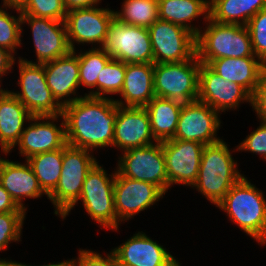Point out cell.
<instances>
[{
    "instance_id": "13",
    "label": "cell",
    "mask_w": 266,
    "mask_h": 266,
    "mask_svg": "<svg viewBox=\"0 0 266 266\" xmlns=\"http://www.w3.org/2000/svg\"><path fill=\"white\" fill-rule=\"evenodd\" d=\"M204 146L200 142L178 139L162 142L168 190L173 184L193 186L198 177Z\"/></svg>"
},
{
    "instance_id": "44",
    "label": "cell",
    "mask_w": 266,
    "mask_h": 266,
    "mask_svg": "<svg viewBox=\"0 0 266 266\" xmlns=\"http://www.w3.org/2000/svg\"><path fill=\"white\" fill-rule=\"evenodd\" d=\"M20 266H32V265H26L24 263H21ZM41 266H73V258L71 260H65L64 262H60V263H51V264H47V265H41Z\"/></svg>"
},
{
    "instance_id": "3",
    "label": "cell",
    "mask_w": 266,
    "mask_h": 266,
    "mask_svg": "<svg viewBox=\"0 0 266 266\" xmlns=\"http://www.w3.org/2000/svg\"><path fill=\"white\" fill-rule=\"evenodd\" d=\"M242 176L228 145L221 139L203 147L198 177L192 187L217 206Z\"/></svg>"
},
{
    "instance_id": "34",
    "label": "cell",
    "mask_w": 266,
    "mask_h": 266,
    "mask_svg": "<svg viewBox=\"0 0 266 266\" xmlns=\"http://www.w3.org/2000/svg\"><path fill=\"white\" fill-rule=\"evenodd\" d=\"M21 15L65 21L67 10L63 0H29Z\"/></svg>"
},
{
    "instance_id": "41",
    "label": "cell",
    "mask_w": 266,
    "mask_h": 266,
    "mask_svg": "<svg viewBox=\"0 0 266 266\" xmlns=\"http://www.w3.org/2000/svg\"><path fill=\"white\" fill-rule=\"evenodd\" d=\"M15 59L16 57H14V54L12 52L3 47H0V80L1 76L7 74L8 71L11 70L12 65L15 64Z\"/></svg>"
},
{
    "instance_id": "25",
    "label": "cell",
    "mask_w": 266,
    "mask_h": 266,
    "mask_svg": "<svg viewBox=\"0 0 266 266\" xmlns=\"http://www.w3.org/2000/svg\"><path fill=\"white\" fill-rule=\"evenodd\" d=\"M207 65L225 80L244 87L251 95L266 74V65L256 56L218 58Z\"/></svg>"
},
{
    "instance_id": "20",
    "label": "cell",
    "mask_w": 266,
    "mask_h": 266,
    "mask_svg": "<svg viewBox=\"0 0 266 266\" xmlns=\"http://www.w3.org/2000/svg\"><path fill=\"white\" fill-rule=\"evenodd\" d=\"M119 266H169L174 260L166 248L145 233H135L112 250Z\"/></svg>"
},
{
    "instance_id": "31",
    "label": "cell",
    "mask_w": 266,
    "mask_h": 266,
    "mask_svg": "<svg viewBox=\"0 0 266 266\" xmlns=\"http://www.w3.org/2000/svg\"><path fill=\"white\" fill-rule=\"evenodd\" d=\"M115 18L123 23L149 28L159 19L158 0H124Z\"/></svg>"
},
{
    "instance_id": "42",
    "label": "cell",
    "mask_w": 266,
    "mask_h": 266,
    "mask_svg": "<svg viewBox=\"0 0 266 266\" xmlns=\"http://www.w3.org/2000/svg\"><path fill=\"white\" fill-rule=\"evenodd\" d=\"M101 0H63L64 6L67 11L76 8H90L101 3Z\"/></svg>"
},
{
    "instance_id": "21",
    "label": "cell",
    "mask_w": 266,
    "mask_h": 266,
    "mask_svg": "<svg viewBox=\"0 0 266 266\" xmlns=\"http://www.w3.org/2000/svg\"><path fill=\"white\" fill-rule=\"evenodd\" d=\"M43 65L47 85L54 99L62 108L82 97L81 95L70 99V96H75L76 90L80 87L79 61L76 50Z\"/></svg>"
},
{
    "instance_id": "11",
    "label": "cell",
    "mask_w": 266,
    "mask_h": 266,
    "mask_svg": "<svg viewBox=\"0 0 266 266\" xmlns=\"http://www.w3.org/2000/svg\"><path fill=\"white\" fill-rule=\"evenodd\" d=\"M148 30L154 64L183 62L196 54V36L188 29L158 19Z\"/></svg>"
},
{
    "instance_id": "46",
    "label": "cell",
    "mask_w": 266,
    "mask_h": 266,
    "mask_svg": "<svg viewBox=\"0 0 266 266\" xmlns=\"http://www.w3.org/2000/svg\"><path fill=\"white\" fill-rule=\"evenodd\" d=\"M176 259L169 266H181Z\"/></svg>"
},
{
    "instance_id": "38",
    "label": "cell",
    "mask_w": 266,
    "mask_h": 266,
    "mask_svg": "<svg viewBox=\"0 0 266 266\" xmlns=\"http://www.w3.org/2000/svg\"><path fill=\"white\" fill-rule=\"evenodd\" d=\"M73 266H119L114 253L109 252L107 256L91 250H79V256L73 259Z\"/></svg>"
},
{
    "instance_id": "39",
    "label": "cell",
    "mask_w": 266,
    "mask_h": 266,
    "mask_svg": "<svg viewBox=\"0 0 266 266\" xmlns=\"http://www.w3.org/2000/svg\"><path fill=\"white\" fill-rule=\"evenodd\" d=\"M251 106L257 113L258 119L266 123V74L251 95Z\"/></svg>"
},
{
    "instance_id": "27",
    "label": "cell",
    "mask_w": 266,
    "mask_h": 266,
    "mask_svg": "<svg viewBox=\"0 0 266 266\" xmlns=\"http://www.w3.org/2000/svg\"><path fill=\"white\" fill-rule=\"evenodd\" d=\"M158 9L160 20L180 25L197 36L201 29L190 24L200 15L206 22L210 7L208 0H158Z\"/></svg>"
},
{
    "instance_id": "32",
    "label": "cell",
    "mask_w": 266,
    "mask_h": 266,
    "mask_svg": "<svg viewBox=\"0 0 266 266\" xmlns=\"http://www.w3.org/2000/svg\"><path fill=\"white\" fill-rule=\"evenodd\" d=\"M5 7H0V47H3L14 53L15 49L22 44V19L21 12L18 10L19 16L14 17L7 12Z\"/></svg>"
},
{
    "instance_id": "36",
    "label": "cell",
    "mask_w": 266,
    "mask_h": 266,
    "mask_svg": "<svg viewBox=\"0 0 266 266\" xmlns=\"http://www.w3.org/2000/svg\"><path fill=\"white\" fill-rule=\"evenodd\" d=\"M246 26L255 56L266 65V8L253 16Z\"/></svg>"
},
{
    "instance_id": "15",
    "label": "cell",
    "mask_w": 266,
    "mask_h": 266,
    "mask_svg": "<svg viewBox=\"0 0 266 266\" xmlns=\"http://www.w3.org/2000/svg\"><path fill=\"white\" fill-rule=\"evenodd\" d=\"M219 113L208 104L194 101L183 104L173 139L200 142L203 145L213 144L221 121Z\"/></svg>"
},
{
    "instance_id": "43",
    "label": "cell",
    "mask_w": 266,
    "mask_h": 266,
    "mask_svg": "<svg viewBox=\"0 0 266 266\" xmlns=\"http://www.w3.org/2000/svg\"><path fill=\"white\" fill-rule=\"evenodd\" d=\"M28 1L29 0H3V7L21 11L27 5Z\"/></svg>"
},
{
    "instance_id": "17",
    "label": "cell",
    "mask_w": 266,
    "mask_h": 266,
    "mask_svg": "<svg viewBox=\"0 0 266 266\" xmlns=\"http://www.w3.org/2000/svg\"><path fill=\"white\" fill-rule=\"evenodd\" d=\"M198 101L208 104L219 113L235 110L241 101L251 105V94L239 84L219 76L207 64L201 63Z\"/></svg>"
},
{
    "instance_id": "37",
    "label": "cell",
    "mask_w": 266,
    "mask_h": 266,
    "mask_svg": "<svg viewBox=\"0 0 266 266\" xmlns=\"http://www.w3.org/2000/svg\"><path fill=\"white\" fill-rule=\"evenodd\" d=\"M237 151H249L259 154L266 161V123L261 122L247 138L237 146Z\"/></svg>"
},
{
    "instance_id": "6",
    "label": "cell",
    "mask_w": 266,
    "mask_h": 266,
    "mask_svg": "<svg viewBox=\"0 0 266 266\" xmlns=\"http://www.w3.org/2000/svg\"><path fill=\"white\" fill-rule=\"evenodd\" d=\"M200 66L196 54L183 62L154 64L155 96L183 104L197 101Z\"/></svg>"
},
{
    "instance_id": "5",
    "label": "cell",
    "mask_w": 266,
    "mask_h": 266,
    "mask_svg": "<svg viewBox=\"0 0 266 266\" xmlns=\"http://www.w3.org/2000/svg\"><path fill=\"white\" fill-rule=\"evenodd\" d=\"M86 149L66 144L63 147L62 171L56 188L47 196L55 207V215L63 220L78 203L84 180L97 163Z\"/></svg>"
},
{
    "instance_id": "18",
    "label": "cell",
    "mask_w": 266,
    "mask_h": 266,
    "mask_svg": "<svg viewBox=\"0 0 266 266\" xmlns=\"http://www.w3.org/2000/svg\"><path fill=\"white\" fill-rule=\"evenodd\" d=\"M59 117L62 119L60 126L54 124ZM28 123L31 124L25 127L16 144L19 146V154L25 156L26 159L38 153L63 148L67 144L65 120L62 114L60 116H33Z\"/></svg>"
},
{
    "instance_id": "7",
    "label": "cell",
    "mask_w": 266,
    "mask_h": 266,
    "mask_svg": "<svg viewBox=\"0 0 266 266\" xmlns=\"http://www.w3.org/2000/svg\"><path fill=\"white\" fill-rule=\"evenodd\" d=\"M116 171L110 175L97 162L84 180L80 198L91 219L102 227L117 230L119 221L114 206Z\"/></svg>"
},
{
    "instance_id": "16",
    "label": "cell",
    "mask_w": 266,
    "mask_h": 266,
    "mask_svg": "<svg viewBox=\"0 0 266 266\" xmlns=\"http://www.w3.org/2000/svg\"><path fill=\"white\" fill-rule=\"evenodd\" d=\"M165 193L156 185L122 176L116 170L114 206L119 222L127 221L154 205Z\"/></svg>"
},
{
    "instance_id": "14",
    "label": "cell",
    "mask_w": 266,
    "mask_h": 266,
    "mask_svg": "<svg viewBox=\"0 0 266 266\" xmlns=\"http://www.w3.org/2000/svg\"><path fill=\"white\" fill-rule=\"evenodd\" d=\"M21 19L22 24H29L32 30L37 61H28L18 57L19 59L33 64H44L66 56L72 51L64 21L29 15H21Z\"/></svg>"
},
{
    "instance_id": "40",
    "label": "cell",
    "mask_w": 266,
    "mask_h": 266,
    "mask_svg": "<svg viewBox=\"0 0 266 266\" xmlns=\"http://www.w3.org/2000/svg\"><path fill=\"white\" fill-rule=\"evenodd\" d=\"M20 208L11 198L10 194L2 187L0 183V213L5 212H26Z\"/></svg>"
},
{
    "instance_id": "24",
    "label": "cell",
    "mask_w": 266,
    "mask_h": 266,
    "mask_svg": "<svg viewBox=\"0 0 266 266\" xmlns=\"http://www.w3.org/2000/svg\"><path fill=\"white\" fill-rule=\"evenodd\" d=\"M33 115L9 90L0 94V147L5 155L19 142L24 123Z\"/></svg>"
},
{
    "instance_id": "22",
    "label": "cell",
    "mask_w": 266,
    "mask_h": 266,
    "mask_svg": "<svg viewBox=\"0 0 266 266\" xmlns=\"http://www.w3.org/2000/svg\"><path fill=\"white\" fill-rule=\"evenodd\" d=\"M13 162L0 157V183L15 203L27 209L22 203L25 198H39L46 194L39 185L30 164Z\"/></svg>"
},
{
    "instance_id": "8",
    "label": "cell",
    "mask_w": 266,
    "mask_h": 266,
    "mask_svg": "<svg viewBox=\"0 0 266 266\" xmlns=\"http://www.w3.org/2000/svg\"><path fill=\"white\" fill-rule=\"evenodd\" d=\"M102 48L111 58L126 64H154L148 28L123 24L116 18L109 25Z\"/></svg>"
},
{
    "instance_id": "26",
    "label": "cell",
    "mask_w": 266,
    "mask_h": 266,
    "mask_svg": "<svg viewBox=\"0 0 266 266\" xmlns=\"http://www.w3.org/2000/svg\"><path fill=\"white\" fill-rule=\"evenodd\" d=\"M182 106L181 102L157 96L145 106L157 142L174 138Z\"/></svg>"
},
{
    "instance_id": "10",
    "label": "cell",
    "mask_w": 266,
    "mask_h": 266,
    "mask_svg": "<svg viewBox=\"0 0 266 266\" xmlns=\"http://www.w3.org/2000/svg\"><path fill=\"white\" fill-rule=\"evenodd\" d=\"M116 170L124 177L150 182L164 193L168 190L162 142L124 151Z\"/></svg>"
},
{
    "instance_id": "4",
    "label": "cell",
    "mask_w": 266,
    "mask_h": 266,
    "mask_svg": "<svg viewBox=\"0 0 266 266\" xmlns=\"http://www.w3.org/2000/svg\"><path fill=\"white\" fill-rule=\"evenodd\" d=\"M207 21L205 30H200L196 36V55L201 63L208 64L218 58L255 56L247 26L221 24L210 18Z\"/></svg>"
},
{
    "instance_id": "33",
    "label": "cell",
    "mask_w": 266,
    "mask_h": 266,
    "mask_svg": "<svg viewBox=\"0 0 266 266\" xmlns=\"http://www.w3.org/2000/svg\"><path fill=\"white\" fill-rule=\"evenodd\" d=\"M125 73L126 63L111 58L100 73V98H105L106 94H119Z\"/></svg>"
},
{
    "instance_id": "28",
    "label": "cell",
    "mask_w": 266,
    "mask_h": 266,
    "mask_svg": "<svg viewBox=\"0 0 266 266\" xmlns=\"http://www.w3.org/2000/svg\"><path fill=\"white\" fill-rule=\"evenodd\" d=\"M209 18L221 24H240L266 8V0H209Z\"/></svg>"
},
{
    "instance_id": "1",
    "label": "cell",
    "mask_w": 266,
    "mask_h": 266,
    "mask_svg": "<svg viewBox=\"0 0 266 266\" xmlns=\"http://www.w3.org/2000/svg\"><path fill=\"white\" fill-rule=\"evenodd\" d=\"M114 98L84 96L63 107L66 143L94 151L112 146L117 118Z\"/></svg>"
},
{
    "instance_id": "9",
    "label": "cell",
    "mask_w": 266,
    "mask_h": 266,
    "mask_svg": "<svg viewBox=\"0 0 266 266\" xmlns=\"http://www.w3.org/2000/svg\"><path fill=\"white\" fill-rule=\"evenodd\" d=\"M20 92H12L33 116H60L62 107L54 99L47 85L43 64L19 59Z\"/></svg>"
},
{
    "instance_id": "23",
    "label": "cell",
    "mask_w": 266,
    "mask_h": 266,
    "mask_svg": "<svg viewBox=\"0 0 266 266\" xmlns=\"http://www.w3.org/2000/svg\"><path fill=\"white\" fill-rule=\"evenodd\" d=\"M119 95L125 101L115 99L117 105L145 107L155 97L154 64H126L124 83Z\"/></svg>"
},
{
    "instance_id": "29",
    "label": "cell",
    "mask_w": 266,
    "mask_h": 266,
    "mask_svg": "<svg viewBox=\"0 0 266 266\" xmlns=\"http://www.w3.org/2000/svg\"><path fill=\"white\" fill-rule=\"evenodd\" d=\"M30 164L39 185L48 196L57 186L62 171L63 148L32 155Z\"/></svg>"
},
{
    "instance_id": "12",
    "label": "cell",
    "mask_w": 266,
    "mask_h": 266,
    "mask_svg": "<svg viewBox=\"0 0 266 266\" xmlns=\"http://www.w3.org/2000/svg\"><path fill=\"white\" fill-rule=\"evenodd\" d=\"M115 10L109 8H98L97 5L90 8H76L67 11L65 26L68 42L72 51L74 43L100 44L102 47L110 23L115 18Z\"/></svg>"
},
{
    "instance_id": "30",
    "label": "cell",
    "mask_w": 266,
    "mask_h": 266,
    "mask_svg": "<svg viewBox=\"0 0 266 266\" xmlns=\"http://www.w3.org/2000/svg\"><path fill=\"white\" fill-rule=\"evenodd\" d=\"M79 85L96 88L85 96L100 98V73L106 63L111 59L102 47H92L89 51L79 52Z\"/></svg>"
},
{
    "instance_id": "35",
    "label": "cell",
    "mask_w": 266,
    "mask_h": 266,
    "mask_svg": "<svg viewBox=\"0 0 266 266\" xmlns=\"http://www.w3.org/2000/svg\"><path fill=\"white\" fill-rule=\"evenodd\" d=\"M26 212L0 213V251H5L9 242L20 241Z\"/></svg>"
},
{
    "instance_id": "45",
    "label": "cell",
    "mask_w": 266,
    "mask_h": 266,
    "mask_svg": "<svg viewBox=\"0 0 266 266\" xmlns=\"http://www.w3.org/2000/svg\"><path fill=\"white\" fill-rule=\"evenodd\" d=\"M20 264L21 263L16 261L0 259V266H20Z\"/></svg>"
},
{
    "instance_id": "2",
    "label": "cell",
    "mask_w": 266,
    "mask_h": 266,
    "mask_svg": "<svg viewBox=\"0 0 266 266\" xmlns=\"http://www.w3.org/2000/svg\"><path fill=\"white\" fill-rule=\"evenodd\" d=\"M216 207L247 235L266 244V199L247 177L242 176Z\"/></svg>"
},
{
    "instance_id": "19",
    "label": "cell",
    "mask_w": 266,
    "mask_h": 266,
    "mask_svg": "<svg viewBox=\"0 0 266 266\" xmlns=\"http://www.w3.org/2000/svg\"><path fill=\"white\" fill-rule=\"evenodd\" d=\"M157 142L152 135L149 115L145 107L118 105L114 126L113 146L126 151Z\"/></svg>"
}]
</instances>
